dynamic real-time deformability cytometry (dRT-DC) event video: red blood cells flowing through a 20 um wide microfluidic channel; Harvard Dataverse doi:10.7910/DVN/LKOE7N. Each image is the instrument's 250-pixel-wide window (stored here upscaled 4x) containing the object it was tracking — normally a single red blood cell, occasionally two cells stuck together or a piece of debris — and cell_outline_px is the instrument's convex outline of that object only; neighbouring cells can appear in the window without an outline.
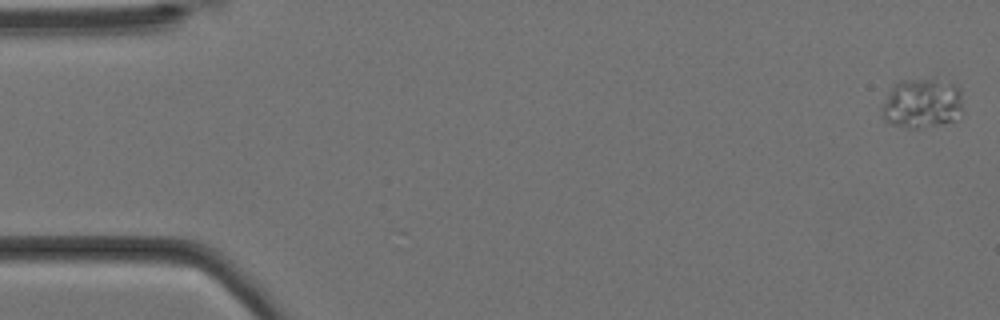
{"species": "Egyptian fruit bat (a non-hibernating species)", "species_latin": "Rousettus aegyptiacus", "temperature_condition": "cold", "stored_images_in_passage": 9, "camera_frame_rate_fps": 3000, "um_per_image_px": 0.085, "animal": {"sex": "female"}, "frame": {"image": 1, "passage_image": 1, "time_ms": 0.0, "image_size_px": [1000, 320], "cell_outline_px": [[964, 108], [956, 120], [940, 124], [920, 128], [908, 128], [892, 124], [884, 120], [880, 112], [892, 88], [900, 80], [932, 80], [956, 84], [960, 88]], "centroid_in_image_um": [78.42, 8.81], "position_along_channel_um": 6.6, "area_um2": 23.41}}
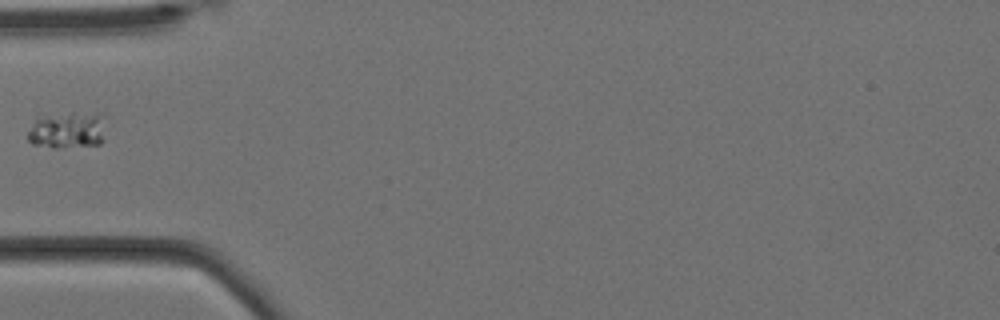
{"frame": {"image": 2, "passage_image": 6, "time_ms": 1.667, "image_size_px": [1000, 320], "cell_outline_px": [[104, 140], [100, 144], [64, 148], [52, 148], [32, 144], [28, 140], [28, 132], [36, 116], [72, 112], [100, 112]], "centroid_in_image_um": [5.69, 11.06], "position_along_channel_um": 79.3, "area_um2": 16.99}}
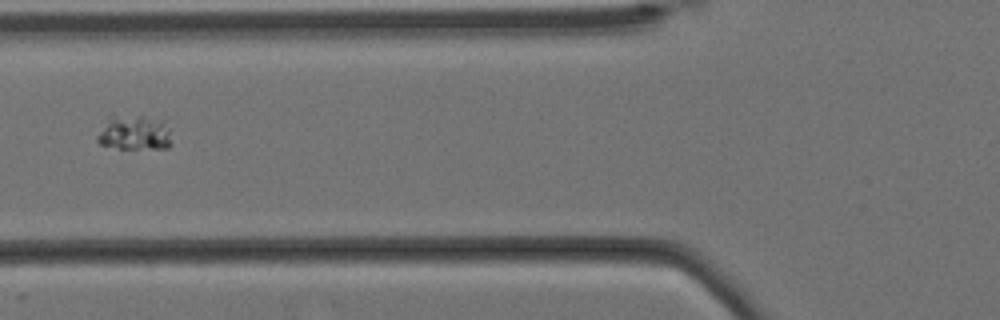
{"frame": {"image": 3, "passage_image": 7, "time_ms": 2.0, "image_size_px": [1000, 320], "cell_outline_px": [[172, 144], [168, 148], [120, 148], [100, 144], [96, 140], [96, 136], [108, 116], [164, 116]], "centroid_in_image_um": [11.46, 11.25], "position_along_channel_um": 114.3, "area_um2": 15.37}}